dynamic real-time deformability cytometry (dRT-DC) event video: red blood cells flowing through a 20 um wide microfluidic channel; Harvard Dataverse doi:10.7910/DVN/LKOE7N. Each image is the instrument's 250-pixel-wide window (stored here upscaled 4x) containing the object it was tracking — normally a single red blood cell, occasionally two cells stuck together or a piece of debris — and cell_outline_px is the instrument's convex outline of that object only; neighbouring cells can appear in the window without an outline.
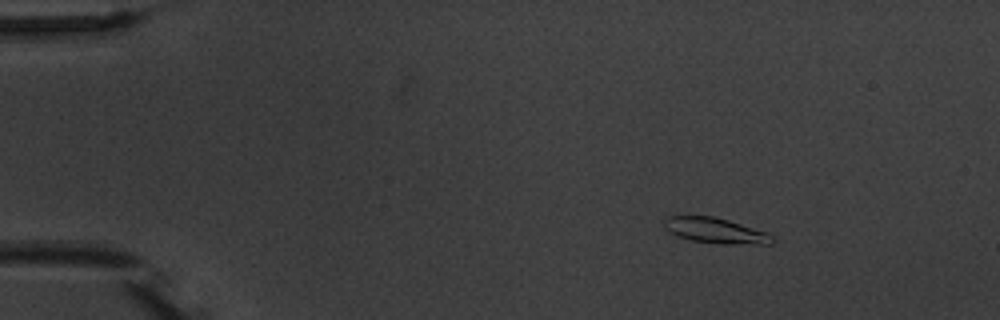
{"species": "common noctule bat (a hibernating species)", "species_latin": "Nyctalus noctula", "temperature_condition": "warm", "stored_images_in_passage": 4, "camera_frame_rate_fps": 3000, "um_per_image_px": 0.085, "animal": {"sex": "male", "body_mass_g": 20.1, "forearm_length_mm": 53.5}, "frame": {"image": 1, "passage_image": 1, "time_ms": 0.0, "image_size_px": [1000, 320], "cell_outline_px": [[776, 240], [772, 244], [724, 244], [692, 240], [676, 236], [664, 228], [664, 220], [668, 216], [712, 216], [728, 220], [768, 232]], "centroid_in_image_um": [60.84, 19.6], "position_along_channel_um": 24.2, "area_um2": 16.07}}
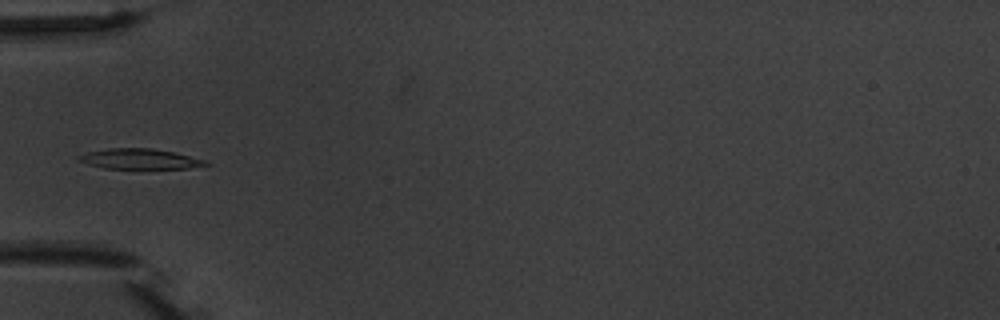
{"frame": {"image": 2, "passage_image": 4, "time_ms": 3.667, "image_size_px": [1000, 320], "cell_outline_px": [[212, 164], [188, 168], [104, 168], [88, 164], [76, 160], [76, 156], [88, 152], [108, 148], [152, 148], [172, 152], [204, 160]], "centroid_in_image_um": [11.81, 13.5], "position_along_channel_um": 73.2, "area_um2": 14.8}}